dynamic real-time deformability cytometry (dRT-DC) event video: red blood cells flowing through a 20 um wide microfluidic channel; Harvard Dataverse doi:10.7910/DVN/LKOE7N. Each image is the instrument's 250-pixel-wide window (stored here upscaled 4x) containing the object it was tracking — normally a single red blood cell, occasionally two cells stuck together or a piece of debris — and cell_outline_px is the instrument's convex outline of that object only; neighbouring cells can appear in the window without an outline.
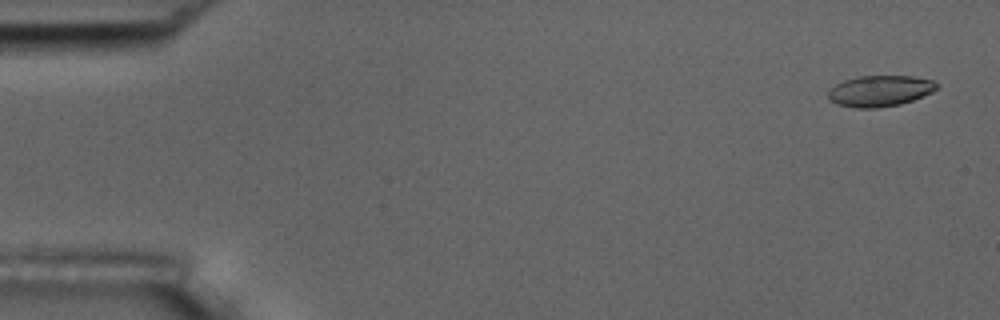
{"species": "common noctule bat (a hibernating species)", "species_latin": "Nyctalus noctula", "temperature_condition": "room temperature", "stored_images_in_passage": 5, "camera_frame_rate_fps": 3000, "um_per_image_px": 0.085, "animal": {"sex": "male", "body_mass_g": 17.5, "forearm_length_mm": 52.3}, "frame": {"image": 1, "passage_image": 1, "time_ms": 0.0, "image_size_px": [1000, 320], "cell_outline_px": [[936, 88], [932, 92], [912, 100], [900, 104], [876, 108], [852, 108], [836, 104], [828, 100], [828, 92], [836, 84], [844, 80], [860, 76], [912, 76], [932, 80], [936, 84]], "centroid_in_image_um": [74.74, 7.74], "position_along_channel_um": 10.3, "area_um2": 19.54}}